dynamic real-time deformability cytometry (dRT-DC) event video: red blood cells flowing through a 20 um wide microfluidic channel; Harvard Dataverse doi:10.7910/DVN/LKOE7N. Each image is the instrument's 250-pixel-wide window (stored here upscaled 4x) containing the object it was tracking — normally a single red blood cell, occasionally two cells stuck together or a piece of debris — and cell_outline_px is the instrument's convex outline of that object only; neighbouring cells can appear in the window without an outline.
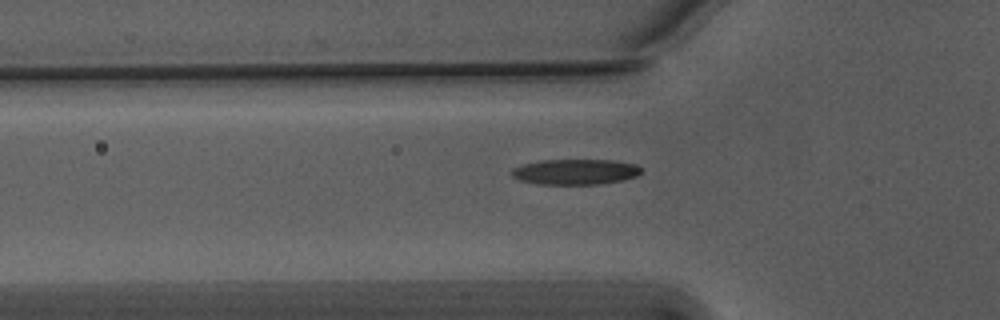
{"species": "Egyptian fruit bat (a non-hibernating species)", "species_latin": "Rousettus aegyptiacus", "temperature_condition": "warm", "stored_images_in_passage": 38, "camera_frame_rate_fps": 3000, "um_per_image_px": 0.085, "animal": {"sex": "male"}, "frame": {"image": 1, "passage_image": 6, "time_ms": 1.667, "image_size_px": [1000, 320], "cell_outline_px": [[640, 172], [636, 176], [624, 180], [600, 184], [540, 184], [520, 180], [512, 176], [512, 168], [524, 164], [540, 160], [612, 160], [636, 164], [640, 168]], "centroid_in_image_um": [48.9, 14.6], "position_along_channel_um": 76.9, "area_um2": 19.13}}
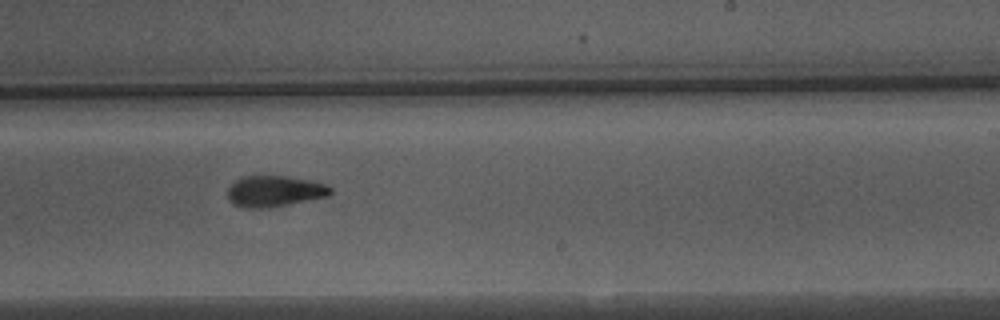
{"frame": {"image": 2, "passage_image": 21, "time_ms": 6.667, "image_size_px": [1000, 320], "cell_outline_px": [[332, 192], [328, 196], [284, 204], [260, 208], [248, 208], [236, 204], [228, 200], [228, 188], [240, 176], [288, 176], [308, 180], [324, 184], [332, 188]], "centroid_in_image_um": [23.31, 16.23], "position_along_channel_um": 265.7, "area_um2": 18.15}}
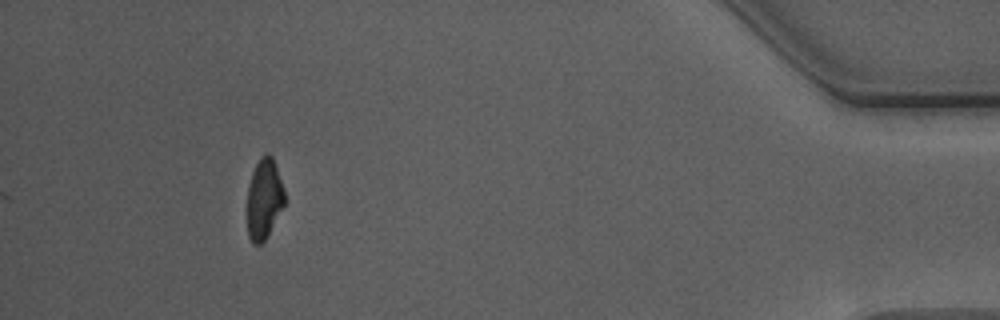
{"frame": {"image": 3, "passage_image": 38, "time_ms": 12.333, "image_size_px": [1000, 320], "cell_outline_px": [[284, 204], [264, 240], [260, 244], [252, 244], [248, 236], [248, 188], [252, 172], [260, 156], [268, 152], [272, 156], [284, 188]], "centroid_in_image_um": [22.44, 16.87], "position_along_channel_um": 412.8, "area_um2": 17.17}, "authors_computed_cell_mechanics": {"area_um2": 18.7272, "velocity_mm_per_s": 3.7728, "shape_relaxation_time_tau1_ms": 5.2409, "shape_relaxation_time_tau2_ms": 2.4629, "deformation_change_tau1": 0.1797, "deformation_change_tau2": 0.0903}}